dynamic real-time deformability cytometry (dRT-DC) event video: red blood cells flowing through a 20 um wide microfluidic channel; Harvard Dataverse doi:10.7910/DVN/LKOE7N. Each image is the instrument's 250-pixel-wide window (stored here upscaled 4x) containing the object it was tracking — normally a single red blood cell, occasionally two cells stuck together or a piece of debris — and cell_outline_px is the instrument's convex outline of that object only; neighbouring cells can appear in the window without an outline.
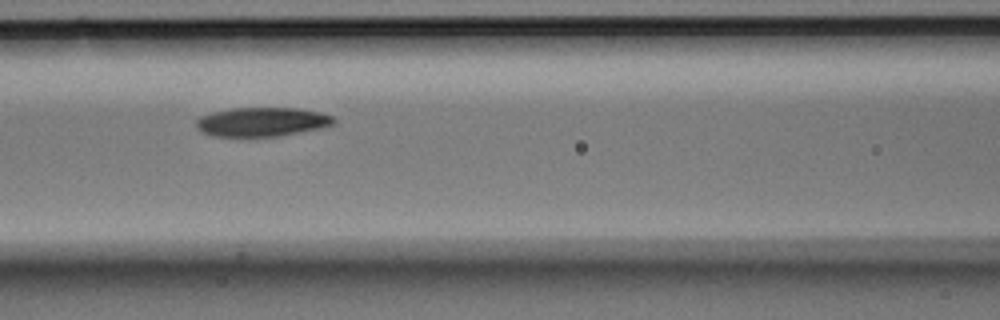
{"species": "Egyptian fruit bat (a non-hibernating species)", "species_latin": "Rousettus aegyptiacus", "temperature_condition": "room temperature", "stored_images_in_passage": 6, "camera_frame_rate_fps": 3000, "um_per_image_px": 0.085, "animal": {"sex": "male"}, "frame": {"image": 1, "passage_image": 5, "time_ms": 1.333, "image_size_px": [1000, 320], "cell_outline_px": [[336, 120], [332, 124], [320, 128], [276, 136], [212, 136], [200, 132], [196, 128], [196, 120], [200, 116], [212, 112], [228, 108], [296, 108], [320, 112], [332, 116]], "centroid_in_image_um": [22.2, 10.35], "position_along_channel_um": 144.4, "area_um2": 23.24}}
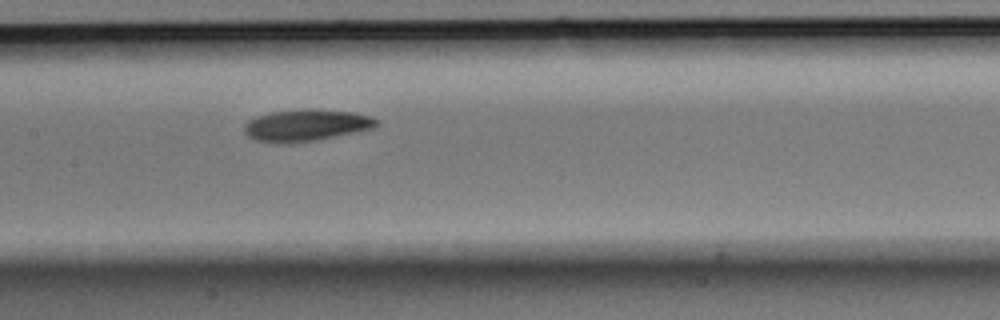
{"frame": {"image": 2, "passage_image": 6, "time_ms": 1.667, "image_size_px": [1000, 320], "cell_outline_px": [[376, 128], [316, 140], [288, 144], [276, 144], [256, 140], [248, 136], [244, 132], [244, 124], [248, 120], [256, 116], [272, 112], [300, 108], [308, 108], [356, 112], [372, 116], [376, 120]], "centroid_in_image_um": [26.0, 10.64], "position_along_channel_um": 181.4, "area_um2": 24.91}}